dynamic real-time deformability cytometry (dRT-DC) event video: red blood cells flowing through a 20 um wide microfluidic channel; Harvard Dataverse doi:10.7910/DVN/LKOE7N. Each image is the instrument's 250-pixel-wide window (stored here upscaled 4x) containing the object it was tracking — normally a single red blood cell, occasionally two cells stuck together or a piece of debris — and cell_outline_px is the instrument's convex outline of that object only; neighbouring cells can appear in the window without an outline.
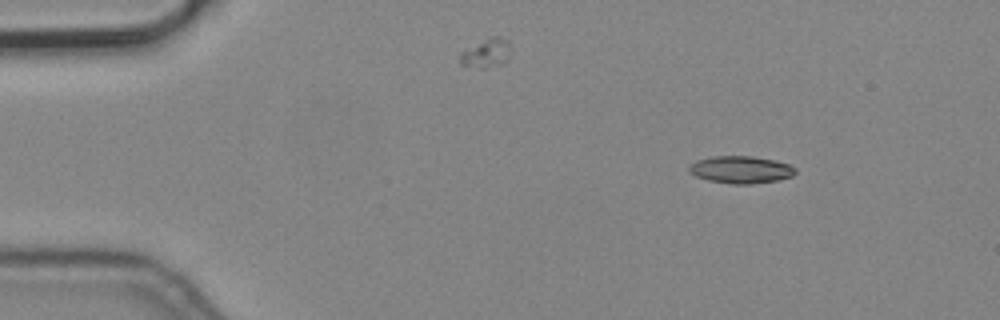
{"species": "common noctule bat (a hibernating species)", "species_latin": "Nyctalus noctula", "temperature_condition": "cold", "stored_images_in_passage": 4, "camera_frame_rate_fps": 3000, "um_per_image_px": 0.085, "animal": {"sex": "male", "body_mass_g": 19.2, "forearm_length_mm": 51.8}, "frame": {"image": 1, "passage_image": 2, "time_ms": 0.333, "image_size_px": [1000, 320], "cell_outline_px": [[796, 172], [792, 176], [780, 180], [752, 184], [732, 184], [708, 180], [696, 176], [688, 172], [688, 168], [696, 160], [712, 156], [752, 156], [776, 160], [788, 164], [796, 168]], "centroid_in_image_um": [62.98, 14.42], "position_along_channel_um": 22.0, "area_um2": 17.05}}